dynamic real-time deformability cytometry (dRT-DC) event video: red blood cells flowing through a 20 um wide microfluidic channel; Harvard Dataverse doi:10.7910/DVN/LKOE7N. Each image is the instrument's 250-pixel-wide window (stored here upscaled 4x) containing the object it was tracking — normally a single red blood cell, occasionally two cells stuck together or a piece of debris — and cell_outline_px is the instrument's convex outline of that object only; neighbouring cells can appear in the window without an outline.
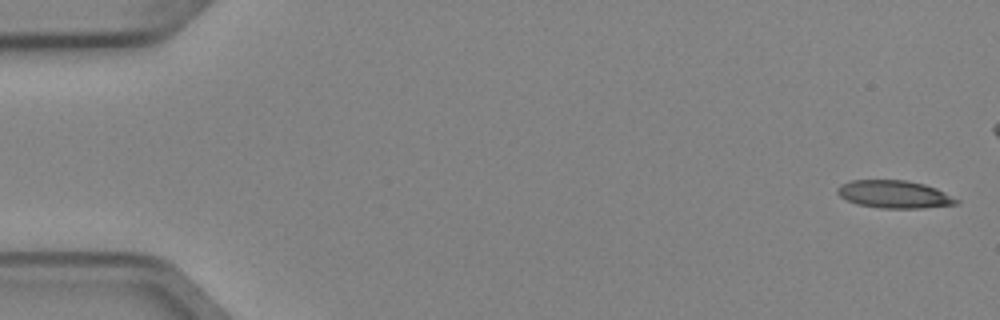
{"species": "Egyptian fruit bat (a non-hibernating species)", "species_latin": "Rousettus aegyptiacus", "temperature_condition": "cold", "stored_images_in_passage": 6, "camera_frame_rate_fps": 3000, "um_per_image_px": 0.085, "animal": {"sex": "female"}, "frame": {"image": 1, "passage_image": 1, "time_ms": 0.0, "image_size_px": [1000, 320], "cell_outline_px": [[960, 200], [956, 204], [924, 208], [880, 208], [856, 204], [840, 196], [836, 192], [836, 188], [840, 184], [852, 180], [904, 180], [924, 184], [936, 188]], "centroid_in_image_um": [75.99, 16.51], "position_along_channel_um": 9.0, "area_um2": 19.19}}